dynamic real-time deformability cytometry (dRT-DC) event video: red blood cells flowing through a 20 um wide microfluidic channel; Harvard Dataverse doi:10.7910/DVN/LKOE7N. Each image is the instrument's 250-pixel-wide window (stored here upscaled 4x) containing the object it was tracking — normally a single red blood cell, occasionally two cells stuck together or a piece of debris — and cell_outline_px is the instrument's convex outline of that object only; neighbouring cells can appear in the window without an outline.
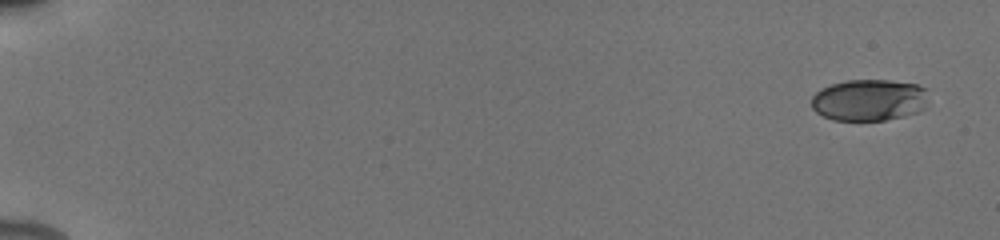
{"species": "human", "species_latin": "Homo sapiens", "temperature_condition": "cold", "stored_images_in_passage": 53, "camera_frame_rate_fps": 3000, "um_per_image_px": 0.085, "donor": {"sex": "male"}, "frame": {"image": 1, "passage_image": 1, "time_ms": 0.0, "image_size_px": [1000, 240], "cell_outline_px": [[928, 100], [924, 108], [920, 112], [904, 116], [884, 120], [832, 120], [816, 112], [812, 108], [812, 96], [820, 88], [832, 84], [848, 80], [888, 80], [916, 84], [928, 88]], "centroid_in_image_um": [73.91, 8.5], "position_along_channel_um": 11.1, "area_um2": 28.67}}
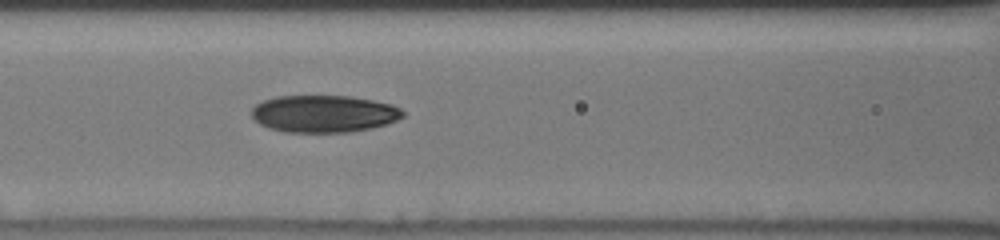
{"frame": {"image": 2, "passage_image": 25, "time_ms": 8.0, "image_size_px": [1000, 240], "cell_outline_px": [[404, 116], [396, 120], [372, 128], [348, 132], [284, 132], [268, 128], [260, 124], [252, 116], [252, 108], [256, 104], [264, 100], [276, 96], [352, 96], [392, 104], [400, 108], [404, 112]], "centroid_in_image_um": [27.52, 9.67], "position_along_channel_um": 139.1, "area_um2": 32.77}}
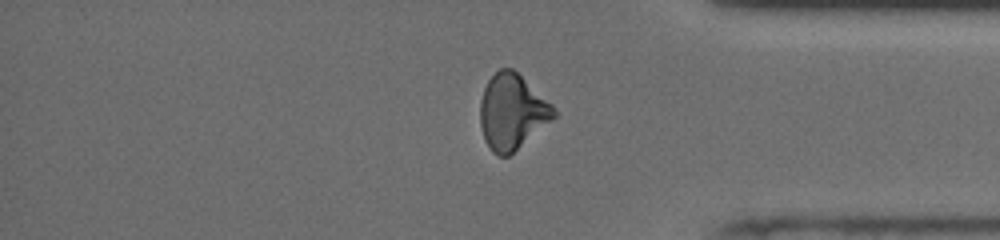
{"frame": {"image": 3, "passage_image": 45, "time_ms": 14.667, "image_size_px": [1000, 240], "cell_outline_px": [[556, 116], [508, 156], [496, 156], [492, 152], [484, 140], [480, 124], [480, 100], [484, 88], [488, 80], [500, 68], [512, 68], [552, 104], [556, 108]], "centroid_in_image_um": [43.5, 9.51], "position_along_channel_um": 391.7, "area_um2": 32.02}, "authors_computed_cell_mechanics": {"area_um2": 31.9634, "velocity_mm_per_s": 3.929, "shape_relaxation_time_tau1_ms": 4.1823, "shape_relaxation_time_tau2_ms": 3.339, "deformation_change_tau1": 0.1508, "deformation_change_tau2": 0.1022}}